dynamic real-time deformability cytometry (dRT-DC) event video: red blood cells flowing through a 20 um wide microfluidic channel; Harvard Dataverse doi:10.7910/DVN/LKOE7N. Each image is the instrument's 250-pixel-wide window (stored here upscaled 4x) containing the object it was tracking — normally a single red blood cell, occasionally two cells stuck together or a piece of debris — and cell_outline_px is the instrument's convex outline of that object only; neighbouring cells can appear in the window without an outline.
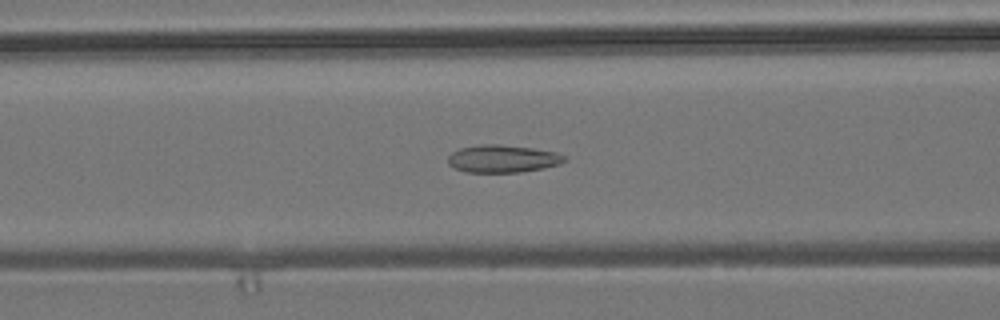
{"species": "common noctule bat (a hibernating species)", "species_latin": "Nyctalus noctula", "temperature_condition": "room temperature", "stored_images_in_passage": 39, "camera_frame_rate_fps": 3000, "um_per_image_px": 0.085, "animal": {"sex": "male", "body_mass_g": 19.2, "forearm_length_mm": 51.8}, "frame": {"image": 1, "passage_image": 7, "time_ms": 2.0, "image_size_px": [1000, 320], "cell_outline_px": [[568, 160], [560, 164], [544, 168], [520, 172], [464, 172], [448, 164], [448, 156], [452, 152], [460, 148], [480, 144], [500, 144], [532, 148], [556, 152], [568, 156]], "centroid_in_image_um": [42.76, 13.49], "position_along_channel_um": 123.8, "area_um2": 18.9}}
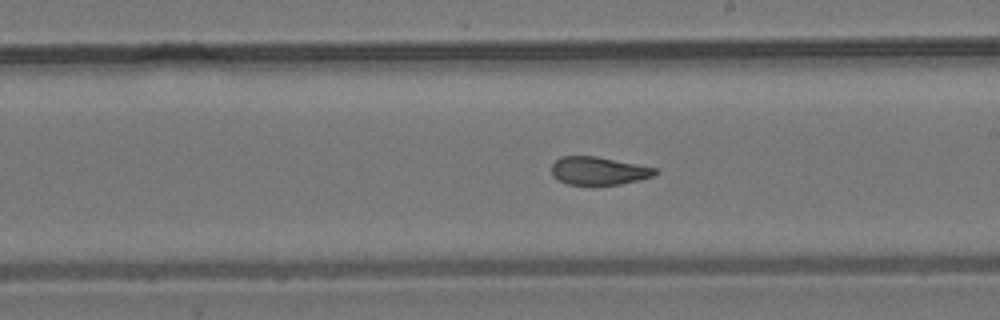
{"frame": {"image": 2, "passage_image": 16, "time_ms": 5.0, "image_size_px": [1000, 320], "cell_outline_px": [[660, 172], [652, 176], [640, 180], [620, 184], [568, 184], [552, 176], [552, 164], [560, 156], [596, 156], [656, 168]], "centroid_in_image_um": [50.89, 14.51], "position_along_channel_um": 238.1, "area_um2": 16.76}}
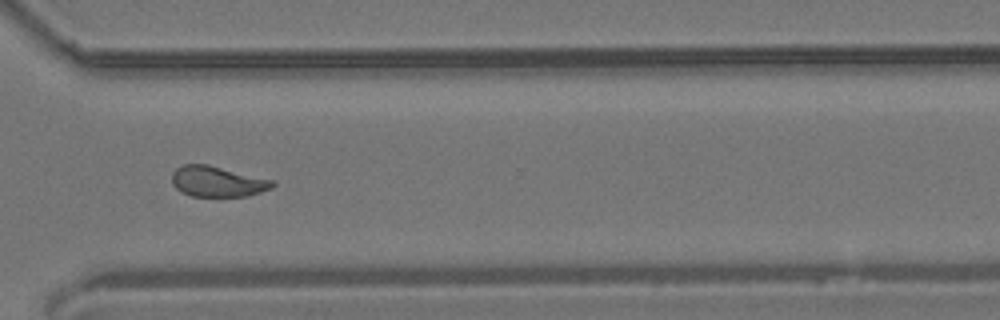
{"frame": {"image": 3, "passage_image": 25, "time_ms": 8.0, "image_size_px": [1000, 320], "cell_outline_px": [[276, 184], [272, 188], [248, 196], [192, 196], [180, 192], [172, 184], [172, 172], [176, 168], [184, 164], [208, 164], [276, 180]], "centroid_in_image_um": [18.51, 15.42], "position_along_channel_um": 352.1, "area_um2": 18.21}, "authors_computed_cell_mechanics": {"area_um2": 18.1492, "velocity_mm_per_s": 3.8053, "shape_relaxation_time_tau1_ms": null, "shape_relaxation_time_tau2_ms": 1.6164, "deformation_change_tau1": null, "deformation_change_tau2": 0.09}}